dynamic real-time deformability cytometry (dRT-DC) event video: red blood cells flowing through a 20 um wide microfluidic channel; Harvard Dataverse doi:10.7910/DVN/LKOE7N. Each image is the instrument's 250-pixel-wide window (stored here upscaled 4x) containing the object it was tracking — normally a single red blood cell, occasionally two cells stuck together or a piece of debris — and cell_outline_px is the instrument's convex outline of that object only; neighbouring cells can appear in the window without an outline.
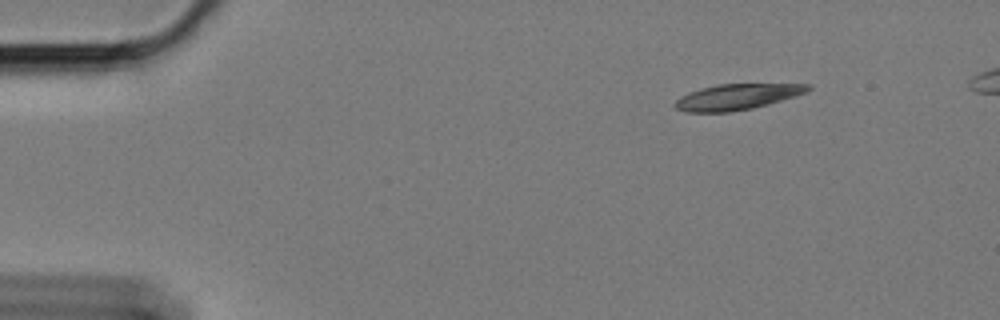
{"species": "Egyptian fruit bat (a non-hibernating species)", "species_latin": "Rousettus aegyptiacus", "temperature_condition": "cold", "stored_images_in_passage": 51, "camera_frame_rate_fps": 3000, "um_per_image_px": 0.085, "animal": {"sex": "female"}, "frame": {"image": 1, "passage_image": 1, "time_ms": 0.0, "image_size_px": [1000, 320], "cell_outline_px": [[812, 88], [808, 92], [768, 104], [752, 108], [728, 112], [688, 112], [676, 108], [676, 100], [688, 92], [700, 88], [720, 84], [812, 84]], "centroid_in_image_um": [62.68, 8.22], "position_along_channel_um": 22.3, "area_um2": 19.77}}
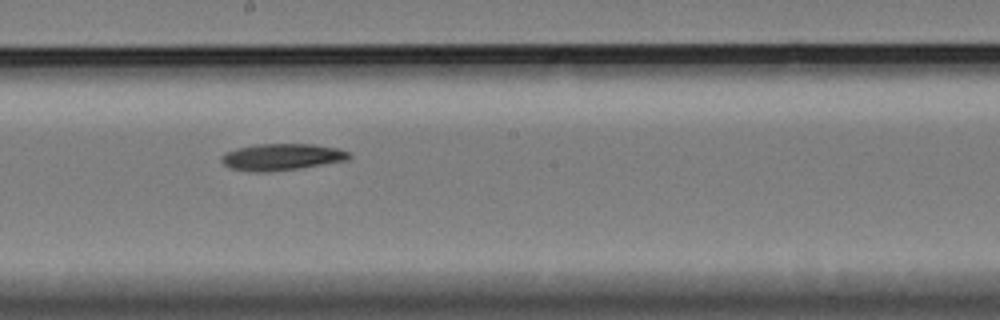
{"frame": {"image": 2, "passage_image": 26, "time_ms": 8.333, "image_size_px": [1000, 320], "cell_outline_px": [[352, 156], [348, 160], [300, 168], [268, 172], [256, 172], [228, 168], [220, 160], [220, 156], [224, 152], [236, 148], [256, 144], [316, 144], [340, 148], [352, 152]], "centroid_in_image_um": [23.96, 13.33], "position_along_channel_um": 224.2, "area_um2": 20.23}}
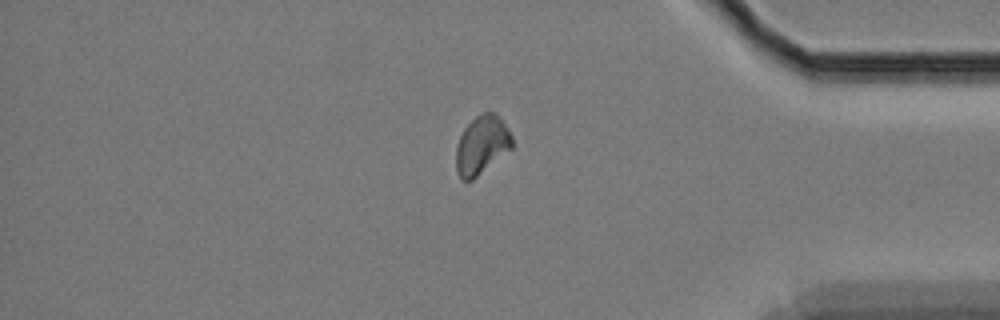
{"frame": {"image": 3, "passage_image": 43, "time_ms": 14.0, "image_size_px": [1000, 320], "cell_outline_px": [[512, 148], [472, 180], [460, 180], [456, 172], [456, 148], [460, 136], [464, 128], [476, 116], [484, 112], [496, 112], [500, 116], [512, 136]], "centroid_in_image_um": [40.94, 12.32], "position_along_channel_um": 394.3, "area_um2": 19.07}}